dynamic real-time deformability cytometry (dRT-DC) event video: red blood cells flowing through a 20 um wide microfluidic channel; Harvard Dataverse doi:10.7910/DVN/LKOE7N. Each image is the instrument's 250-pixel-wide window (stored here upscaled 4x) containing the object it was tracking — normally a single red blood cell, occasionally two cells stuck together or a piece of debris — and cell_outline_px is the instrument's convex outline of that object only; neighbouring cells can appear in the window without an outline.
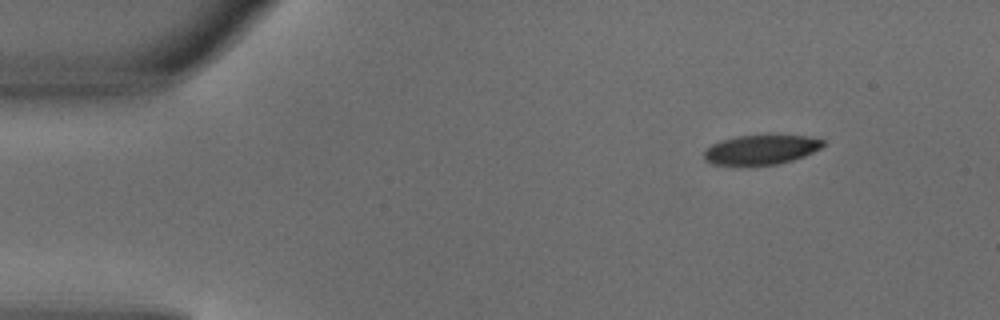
{"species": "common noctule bat (a hibernating species)", "species_latin": "Nyctalus noctula", "temperature_condition": "warm", "stored_images_in_passage": 3, "camera_frame_rate_fps": 3000, "um_per_image_px": 0.085, "animal": {"sex": "male", "body_mass_g": 18.8}, "frame": {"image": 1, "passage_image": 1, "time_ms": 0.0, "image_size_px": [1000, 320], "cell_outline_px": [[824, 144], [820, 148], [804, 156], [792, 160], [776, 164], [712, 164], [704, 160], [704, 148], [720, 140], [736, 136], [776, 132], [808, 136], [824, 140]], "centroid_in_image_um": [64.7, 12.65], "position_along_channel_um": 20.3, "area_um2": 21.15}}
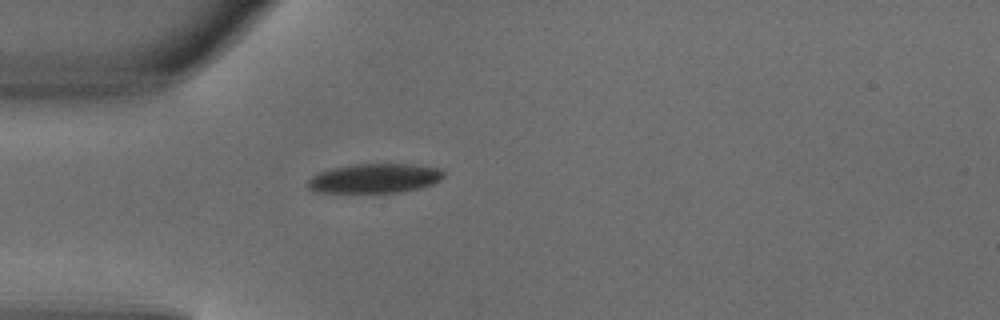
{"frame": {"image": 2, "passage_image": 3, "time_ms": 0.667, "image_size_px": [1000, 320], "cell_outline_px": [[444, 176], [440, 180], [432, 184], [420, 188], [400, 192], [316, 192], [308, 188], [308, 180], [312, 176], [320, 172], [332, 168], [352, 164], [412, 164], [440, 168], [444, 172]], "centroid_in_image_um": [31.86, 15.15], "position_along_channel_um": 53.1, "area_um2": 23.24}}